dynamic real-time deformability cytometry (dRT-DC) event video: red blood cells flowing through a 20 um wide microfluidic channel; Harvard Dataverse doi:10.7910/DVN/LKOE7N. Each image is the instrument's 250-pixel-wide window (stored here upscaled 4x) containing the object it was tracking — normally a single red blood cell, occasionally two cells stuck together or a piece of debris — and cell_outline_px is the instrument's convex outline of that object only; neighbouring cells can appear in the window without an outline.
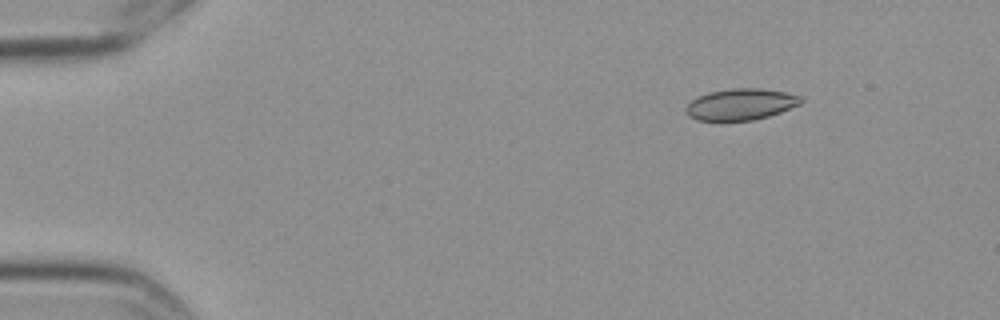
{"species": "Egyptian fruit bat (a non-hibernating species)", "species_latin": "Rousettus aegyptiacus", "temperature_condition": "cold", "stored_images_in_passage": 6, "camera_frame_rate_fps": 3000, "um_per_image_px": 0.085, "frame": {"image": 1, "passage_image": 2, "time_ms": 0.333, "image_size_px": [1000, 320], "cell_outline_px": [[804, 100], [800, 104], [780, 112], [768, 116], [752, 120], [696, 120], [688, 116], [684, 108], [696, 96], [708, 92], [732, 88], [760, 88], [784, 92], [804, 96]], "centroid_in_image_um": [62.96, 8.85], "position_along_channel_um": 22.0, "area_um2": 21.1}}
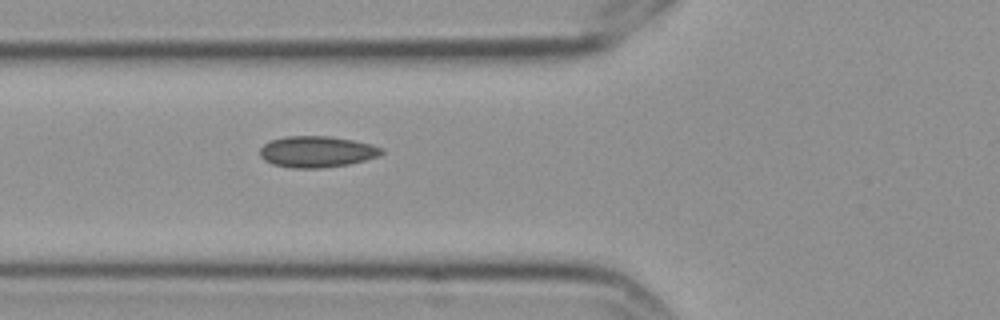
{"frame": {"image": 2, "passage_image": 6, "time_ms": 1.667, "image_size_px": [1000, 320], "cell_outline_px": [[384, 152], [376, 156], [364, 160], [348, 164], [320, 168], [292, 168], [272, 164], [264, 160], [260, 156], [260, 148], [264, 144], [272, 140], [284, 136], [328, 136], [352, 140], [372, 144], [384, 148]], "centroid_in_image_um": [26.91, 12.89], "position_along_channel_um": 98.9, "area_um2": 22.08}}